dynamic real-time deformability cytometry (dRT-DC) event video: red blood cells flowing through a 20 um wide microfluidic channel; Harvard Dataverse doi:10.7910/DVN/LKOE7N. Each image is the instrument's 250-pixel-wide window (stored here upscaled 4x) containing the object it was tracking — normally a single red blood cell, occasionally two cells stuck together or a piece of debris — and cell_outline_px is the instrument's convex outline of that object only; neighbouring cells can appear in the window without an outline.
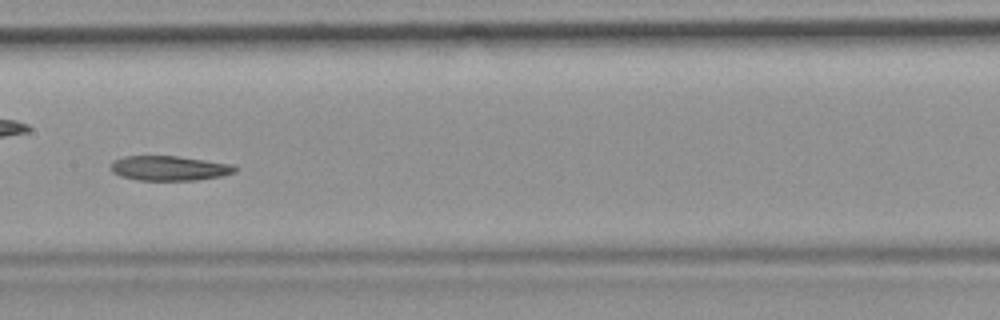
{"species": "common noctule bat (a hibernating species)", "species_latin": "Nyctalus noctula", "temperature_condition": "room temperature", "stored_images_in_passage": 48, "camera_frame_rate_fps": 3000, "um_per_image_px": 0.085, "animal": {"sex": "female", "body_mass_g": 19.9}, "frame": {"image": 1, "passage_image": 21, "time_ms": 6.667, "image_size_px": [1000, 320], "cell_outline_px": [[240, 168], [236, 172], [224, 176], [196, 180], [136, 180], [120, 176], [112, 172], [112, 160], [124, 156], [176, 156], [236, 164]], "centroid_in_image_um": [14.46, 14.3], "position_along_channel_um": 192.9, "area_um2": 18.21}}